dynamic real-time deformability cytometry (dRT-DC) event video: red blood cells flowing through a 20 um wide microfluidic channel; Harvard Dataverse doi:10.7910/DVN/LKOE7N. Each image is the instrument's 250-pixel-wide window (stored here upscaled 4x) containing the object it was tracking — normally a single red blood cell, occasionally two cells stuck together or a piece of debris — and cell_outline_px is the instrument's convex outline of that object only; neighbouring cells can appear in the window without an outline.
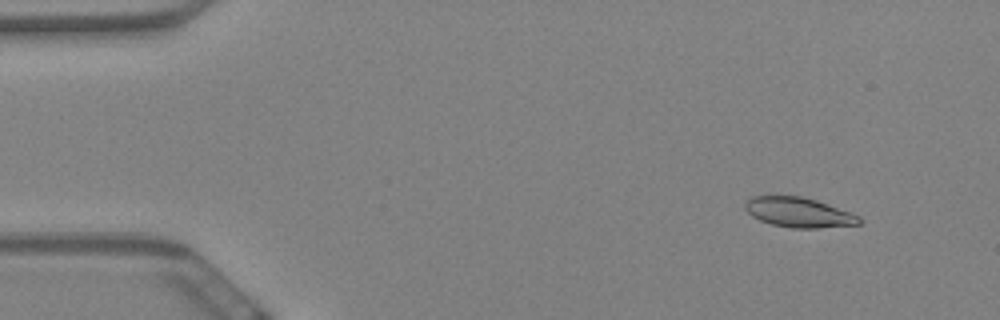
{"species": "Egyptian fruit bat (a non-hibernating species)", "species_latin": "Rousettus aegyptiacus", "temperature_condition": "warm", "stored_images_in_passage": 60, "camera_frame_rate_fps": 3000, "um_per_image_px": 0.085, "animal": {"sex": "female"}, "frame": {"image": 1, "passage_image": 6, "time_ms": 1.667, "image_size_px": [1000, 320], "cell_outline_px": [[864, 220], [860, 224], [816, 228], [792, 228], [772, 224], [760, 220], [752, 216], [744, 208], [744, 204], [752, 196], [800, 196], [816, 200], [852, 212], [860, 216]], "centroid_in_image_um": [67.93, 18.05], "position_along_channel_um": 17.1, "area_um2": 19.88}}
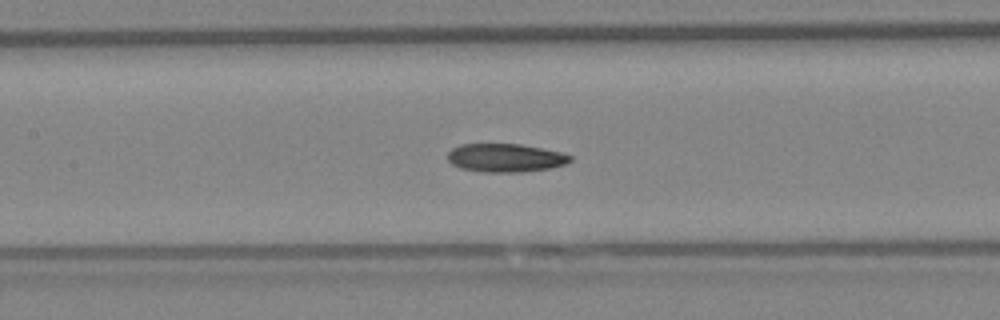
{"frame": {"image": 2, "passage_image": 28, "time_ms": 9.0, "image_size_px": [1000, 320], "cell_outline_px": [[572, 160], [564, 164], [552, 168], [524, 172], [484, 172], [460, 168], [452, 164], [448, 160], [448, 152], [452, 148], [460, 144], [520, 144], [560, 152], [572, 156]], "centroid_in_image_um": [42.95, 13.42], "position_along_channel_um": 164.5, "area_um2": 20.29}}
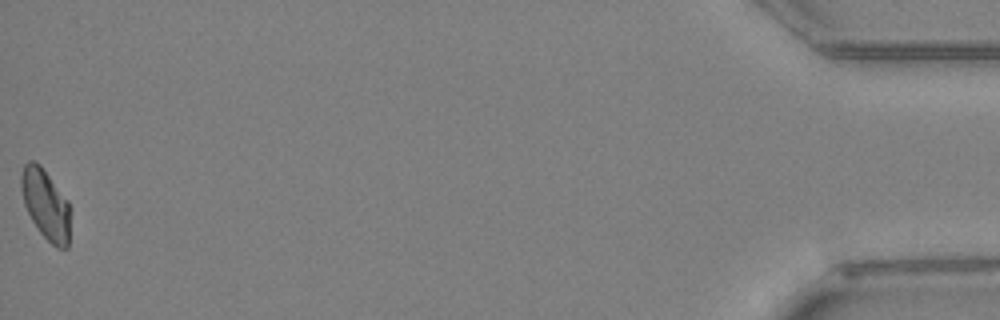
{"frame": {"image": 3, "passage_image": 60, "time_ms": 19.667, "image_size_px": [1000, 320], "cell_outline_px": [[68, 248], [56, 248], [40, 232], [32, 220], [24, 204], [20, 188], [20, 176], [24, 164], [28, 160], [32, 160], [40, 164], [68, 200]], "centroid_in_image_um": [3.84, 17.33], "position_along_channel_um": 431.4, "area_um2": 19.83}, "authors_computed_cell_mechanics": {"area_um2": 20.2878, "velocity_mm_per_s": 3.4313, "shape_relaxation_time_tau1_ms": null, "shape_relaxation_time_tau2_ms": 5.1822, "deformation_change_tau1": null, "deformation_change_tau2": 0.1111}}